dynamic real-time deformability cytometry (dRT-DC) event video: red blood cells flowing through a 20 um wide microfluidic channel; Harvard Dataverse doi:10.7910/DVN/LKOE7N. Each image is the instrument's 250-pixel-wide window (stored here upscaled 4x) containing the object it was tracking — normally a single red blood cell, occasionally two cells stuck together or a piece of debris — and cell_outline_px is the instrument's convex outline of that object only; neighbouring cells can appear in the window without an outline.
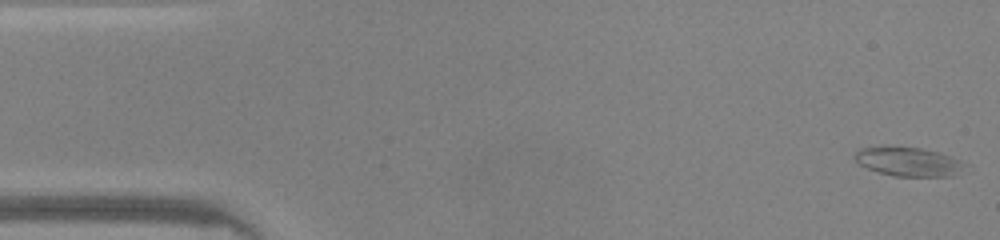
{"species": "common noctule bat (a hibernating species)", "species_latin": "Nyctalus noctula", "temperature_condition": "warm", "stored_images_in_passage": 47, "camera_frame_rate_fps": 3000, "um_per_image_px": 0.085, "animal": {"sex": "male", "body_mass_g": 20.0, "forearm_length_mm": 53.3}, "frame": {"image": 1, "passage_image": 1, "time_ms": 0.0, "image_size_px": [1000, 240], "cell_outline_px": [[968, 164], [952, 176], [892, 176], [868, 168], [860, 164], [852, 156], [860, 148], [920, 148], [940, 152], [960, 160]], "centroid_in_image_um": [77.25, 13.76], "position_along_channel_um": 7.8, "area_um2": 18.09}}
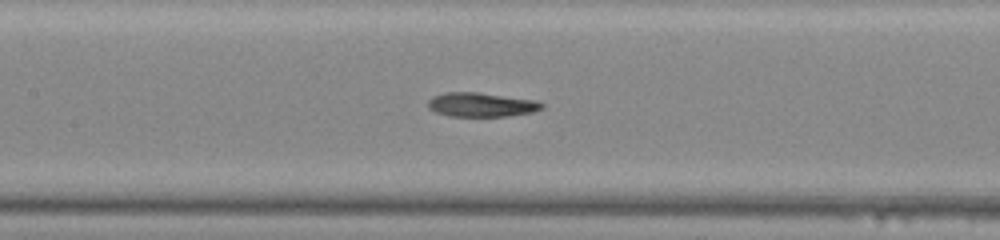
{"frame": {"image": 2, "passage_image": 21, "time_ms": 6.667, "image_size_px": [1000, 240], "cell_outline_px": [[544, 108], [532, 112], [508, 116], [452, 116], [436, 112], [428, 108], [428, 100], [432, 96], [444, 92], [476, 92], [536, 100], [544, 104]], "centroid_in_image_um": [40.9, 8.89], "position_along_channel_um": 166.5, "area_um2": 16.01}}
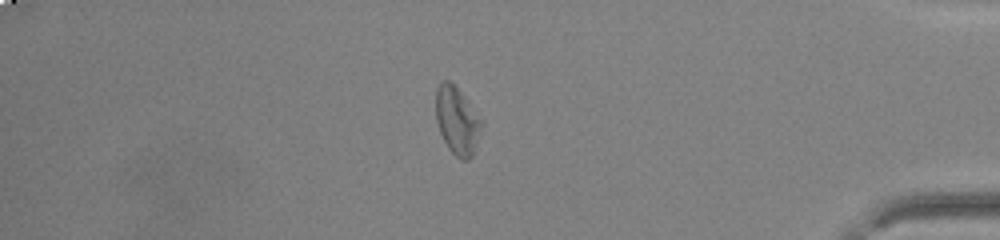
{"frame": {"image": 3, "passage_image": 40, "time_ms": 13.0, "image_size_px": [1000, 240], "cell_outline_px": [[484, 124], [472, 156], [468, 160], [460, 160], [448, 148], [440, 132], [436, 120], [436, 88], [440, 80], [448, 80], [464, 96], [484, 120]], "centroid_in_image_um": [38.88, 10.26], "position_along_channel_um": 396.3, "area_um2": 18.21}, "authors_computed_cell_mechanics": {"area_um2": 17.1666, "velocity_mm_per_s": 4.2503, "shape_relaxation_time_tau1_ms": 4.7241, "shape_relaxation_time_tau2_ms": 3.1932, "deformation_change_tau1": 0.1907, "deformation_change_tau2": 0.1387}}